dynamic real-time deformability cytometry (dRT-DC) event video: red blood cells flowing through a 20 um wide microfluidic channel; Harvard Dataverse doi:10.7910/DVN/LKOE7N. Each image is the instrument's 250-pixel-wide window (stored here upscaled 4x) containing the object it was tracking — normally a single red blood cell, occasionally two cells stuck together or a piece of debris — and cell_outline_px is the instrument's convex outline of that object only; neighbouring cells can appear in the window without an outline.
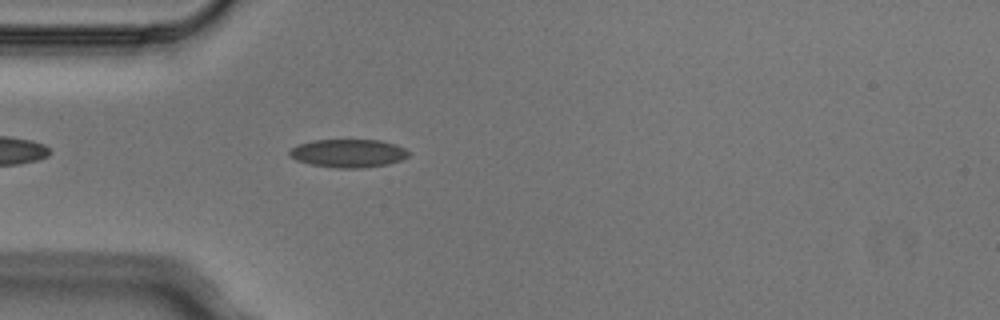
{"species": "Egyptian fruit bat (a non-hibernating species)", "species_latin": "Rousettus aegyptiacus", "temperature_condition": "cold", "stored_images_in_passage": 4, "camera_frame_rate_fps": 3000, "um_per_image_px": 0.085, "animal": {"sex": "male"}, "frame": {"image": 1, "passage_image": 4, "time_ms": 1.0, "image_size_px": [1000, 320], "cell_outline_px": [[408, 156], [400, 160], [388, 164], [364, 168], [336, 168], [312, 164], [296, 160], [288, 156], [288, 152], [296, 144], [312, 140], [380, 140], [396, 144], [404, 148], [408, 152]], "centroid_in_image_um": [29.57, 13.02], "position_along_channel_um": 55.4, "area_um2": 19.65}}